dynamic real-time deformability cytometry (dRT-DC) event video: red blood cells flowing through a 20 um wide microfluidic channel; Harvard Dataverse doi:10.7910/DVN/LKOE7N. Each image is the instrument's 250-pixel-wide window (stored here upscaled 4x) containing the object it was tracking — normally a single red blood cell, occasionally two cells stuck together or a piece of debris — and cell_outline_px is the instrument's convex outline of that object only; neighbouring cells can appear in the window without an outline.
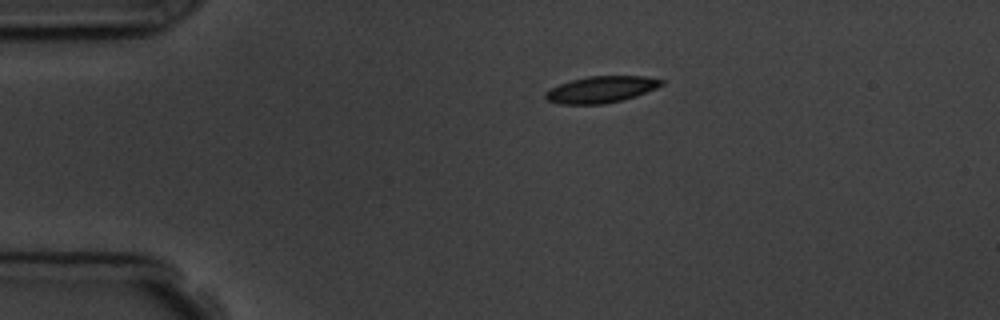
{"species": "common noctule bat (a hibernating species)", "species_latin": "Nyctalus noctula", "temperature_condition": "room temperature", "stored_images_in_passage": 2, "camera_frame_rate_fps": 3000, "um_per_image_px": 0.085, "animal": {"sex": "male", "body_mass_g": 19.5, "forearm_length_mm": 54.6}, "frame": {"image": 1, "passage_image": 1, "time_ms": 0.0, "image_size_px": [1000, 320], "cell_outline_px": [[664, 84], [656, 88], [636, 96], [604, 104], [560, 104], [548, 100], [544, 96], [544, 92], [560, 84], [572, 80], [588, 76], [644, 76], [664, 80]], "centroid_in_image_um": [51.1, 7.6], "position_along_channel_um": 33.9, "area_um2": 17.8}}